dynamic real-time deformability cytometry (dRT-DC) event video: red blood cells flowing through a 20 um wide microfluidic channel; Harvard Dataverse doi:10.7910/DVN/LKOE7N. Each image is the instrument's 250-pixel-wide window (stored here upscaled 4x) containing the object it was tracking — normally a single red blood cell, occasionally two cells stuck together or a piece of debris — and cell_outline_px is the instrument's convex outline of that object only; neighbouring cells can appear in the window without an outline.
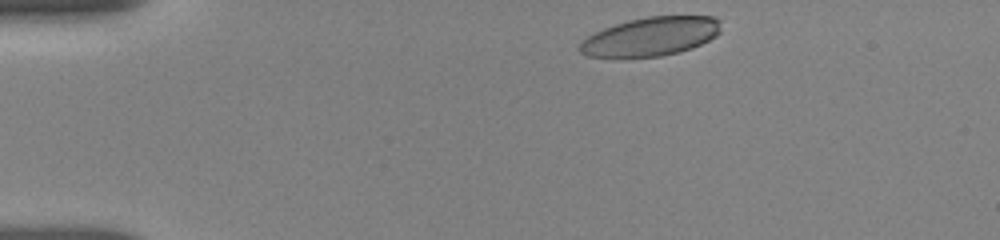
{"species": "human", "species_latin": "Homo sapiens", "temperature_condition": "room temperature", "stored_images_in_passage": 21, "camera_frame_rate_fps": 3000, "um_per_image_px": 0.085, "donor": {"sex": "female"}, "frame": {"image": 1, "passage_image": 1, "time_ms": 0.0, "image_size_px": [1000, 240], "cell_outline_px": [[720, 32], [716, 36], [692, 48], [680, 52], [660, 56], [588, 56], [580, 52], [576, 48], [588, 36], [604, 28], [628, 20], [648, 16], [716, 16], [720, 20]], "centroid_in_image_um": [55.35, 3.09], "position_along_channel_um": 29.6, "area_um2": 31.62}}
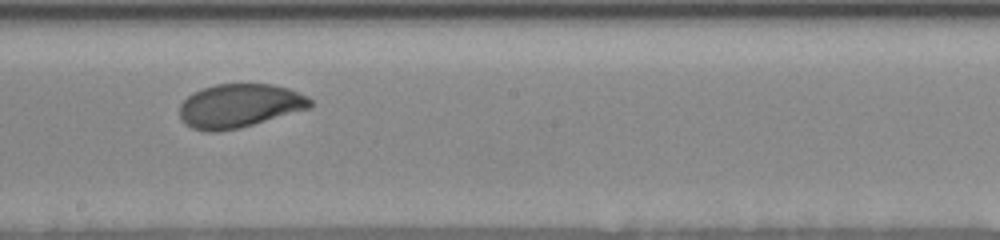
{"frame": {"image": 2, "passage_image": 12, "time_ms": 7.0, "image_size_px": [1000, 240], "cell_outline_px": [[312, 104], [308, 108], [240, 128], [216, 132], [204, 132], [192, 128], [184, 124], [180, 116], [180, 104], [192, 92], [216, 84], [272, 84], [288, 88], [308, 96], [312, 100]], "centroid_in_image_um": [20.32, 8.99], "position_along_channel_um": 227.9, "area_um2": 33.23}}
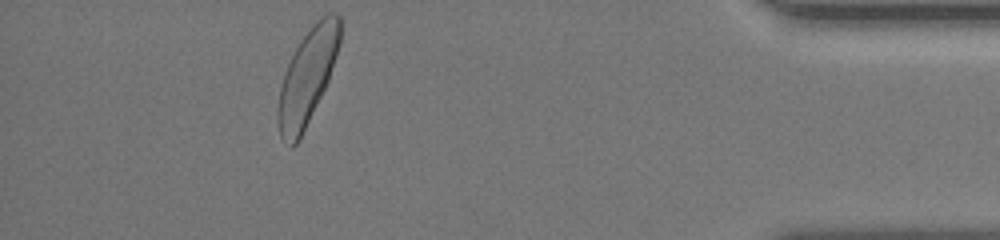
{"frame": {"image": 3, "passage_image": 18, "time_ms": 13.0, "image_size_px": [1000, 240], "cell_outline_px": [[340, 44], [328, 80], [296, 144], [292, 148], [280, 136], [276, 120], [276, 108], [280, 88], [284, 72], [300, 40], [312, 24], [320, 16], [328, 12], [336, 12], [340, 16]], "centroid_in_image_um": [26.11, 6.47], "position_along_channel_um": 409.1, "area_um2": 34.04}, "authors_computed_cell_mechanics": {"area_um2": 33.6396, "velocity_mm_per_s": 3.7951, "shape_relaxation_time_tau1_ms": 2.6425, "shape_relaxation_time_tau2_ms": 1.2092, "deformation_change_tau1": 0.131, "deformation_change_tau2": 0.0523}}